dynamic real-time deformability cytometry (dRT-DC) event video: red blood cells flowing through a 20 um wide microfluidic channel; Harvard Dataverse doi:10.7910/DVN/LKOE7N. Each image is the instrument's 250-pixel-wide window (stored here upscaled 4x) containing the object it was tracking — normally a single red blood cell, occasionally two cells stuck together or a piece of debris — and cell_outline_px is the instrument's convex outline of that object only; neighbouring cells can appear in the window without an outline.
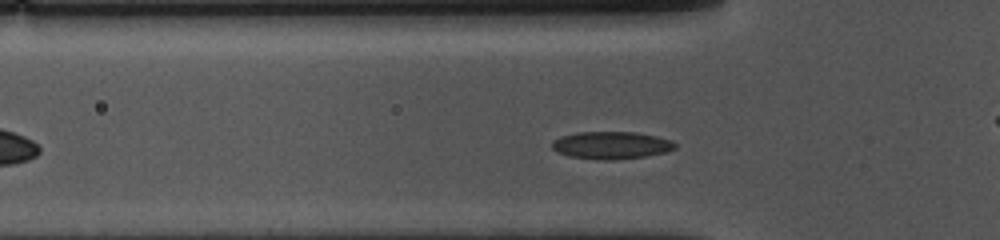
{"species": "common noctule bat (a hibernating species)", "species_latin": "Nyctalus noctula", "temperature_condition": "cold", "stored_images_in_passage": 46, "camera_frame_rate_fps": 3000, "um_per_image_px": 0.085, "animal": {"sex": "female", "body_mass_g": 10.0, "forearm_length_mm": 53.1}, "frame": {"image": 1, "passage_image": 10, "time_ms": 3.0, "image_size_px": [1000, 240], "cell_outline_px": [[676, 148], [664, 152], [648, 156], [612, 160], [600, 160], [568, 156], [556, 152], [552, 148], [552, 140], [560, 136], [576, 132], [636, 132], [656, 136], [672, 140], [676, 144]], "centroid_in_image_um": [51.93, 12.34], "position_along_channel_um": 73.9, "area_um2": 19.88}}
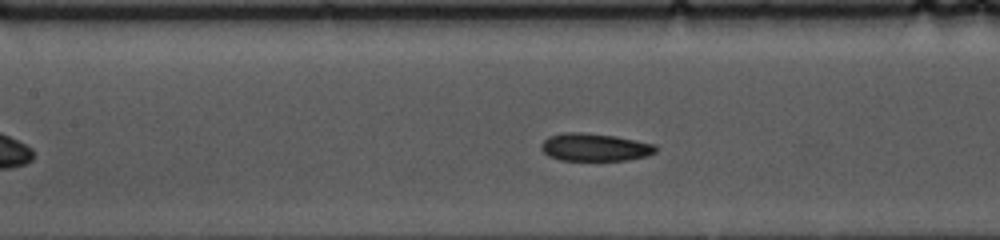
{"frame": {"image": 2, "passage_image": 17, "time_ms": 5.333, "image_size_px": [1000, 240], "cell_outline_px": [[656, 152], [648, 156], [628, 160], [560, 160], [548, 156], [540, 148], [540, 144], [548, 136], [564, 132], [584, 132], [616, 136], [656, 144]], "centroid_in_image_um": [50.55, 12.51], "position_along_channel_um": 156.8, "area_um2": 18.73}}
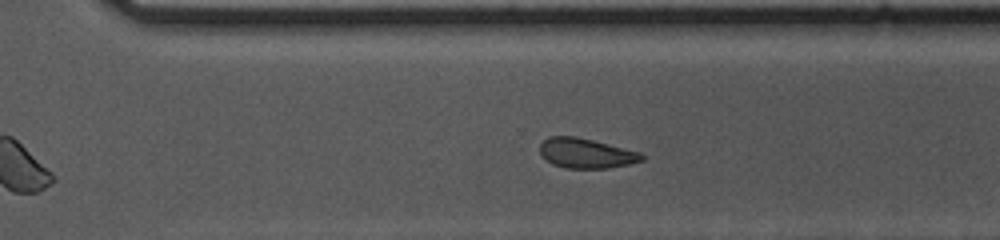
{"frame": {"image": 3, "passage_image": 31, "time_ms": 10.0, "image_size_px": [1000, 240], "cell_outline_px": [[644, 160], [632, 164], [608, 168], [564, 168], [552, 164], [540, 152], [540, 144], [548, 136], [576, 136], [640, 152], [644, 156]], "centroid_in_image_um": [49.83, 13.03], "position_along_channel_um": 320.8, "area_um2": 17.69}, "authors_computed_cell_mechanics": {"area_um2": 19.0162, "velocity_mm_per_s": 3.5292, "shape_relaxation_time_tau1_ms": 7.0021, "shape_relaxation_time_tau2_ms": null, "deformation_change_tau1": 0.0991, "deformation_change_tau2": null}}